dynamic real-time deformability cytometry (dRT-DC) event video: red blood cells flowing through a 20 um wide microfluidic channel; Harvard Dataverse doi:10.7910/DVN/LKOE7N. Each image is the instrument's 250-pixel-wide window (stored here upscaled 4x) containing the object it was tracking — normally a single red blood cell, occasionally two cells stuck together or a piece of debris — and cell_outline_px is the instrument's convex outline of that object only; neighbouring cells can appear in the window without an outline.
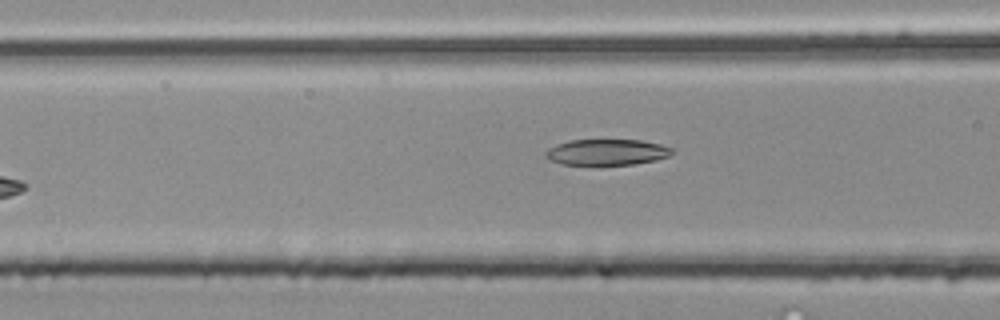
{"species": "common noctule bat (a hibernating species)", "species_latin": "Nyctalus noctula", "temperature_condition": "room temperature", "stored_images_in_passage": 26, "camera_frame_rate_fps": 3000, "um_per_image_px": 0.085, "animal": {"sex": "male", "body_mass_g": 20.4}, "frame": {"image": 1, "passage_image": 6, "time_ms": 1.667, "image_size_px": [1000, 320], "cell_outline_px": [[676, 152], [668, 156], [656, 160], [632, 164], [564, 164], [548, 160], [544, 156], [544, 152], [548, 148], [556, 144], [572, 140], [640, 140], [660, 144], [672, 148]], "centroid_in_image_um": [51.57, 12.92], "position_along_channel_um": 115.0, "area_um2": 19.07}}
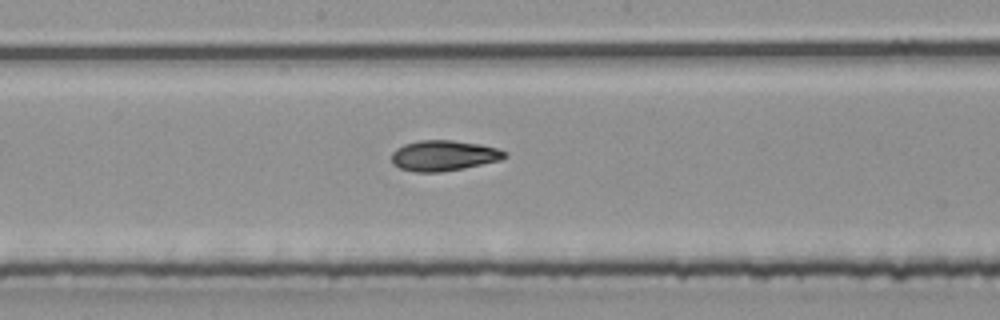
{"frame": {"image": 2, "passage_image": 13, "time_ms": 4.0, "image_size_px": [1000, 320], "cell_outline_px": [[508, 156], [500, 160], [464, 168], [440, 172], [416, 172], [400, 168], [392, 160], [392, 152], [396, 148], [404, 144], [420, 140], [452, 140], [480, 144], [496, 148], [508, 152]], "centroid_in_image_um": [37.74, 13.22], "position_along_channel_um": 210.5, "area_um2": 20.06}}
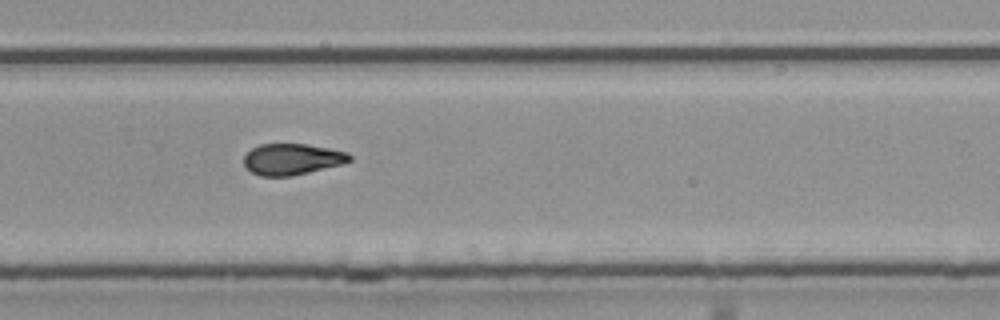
{"frame": {"image": 3, "passage_image": 20, "time_ms": 6.333, "image_size_px": [1000, 320], "cell_outline_px": [[352, 160], [344, 164], [292, 176], [260, 176], [252, 172], [244, 164], [244, 156], [252, 148], [260, 144], [308, 144], [348, 152], [352, 156]], "centroid_in_image_um": [24.86, 13.53], "position_along_channel_um": 304.9, "area_um2": 19.31}, "authors_computed_cell_mechanics": {"area_um2": 19.7676, "velocity_mm_per_s": 4.0779, "shape_relaxation_time_tau1_ms": 9.2739, "shape_relaxation_time_tau2_ms": 5.0186, "deformation_change_tau1": 0.241, "deformation_change_tau2": 0.1322}}